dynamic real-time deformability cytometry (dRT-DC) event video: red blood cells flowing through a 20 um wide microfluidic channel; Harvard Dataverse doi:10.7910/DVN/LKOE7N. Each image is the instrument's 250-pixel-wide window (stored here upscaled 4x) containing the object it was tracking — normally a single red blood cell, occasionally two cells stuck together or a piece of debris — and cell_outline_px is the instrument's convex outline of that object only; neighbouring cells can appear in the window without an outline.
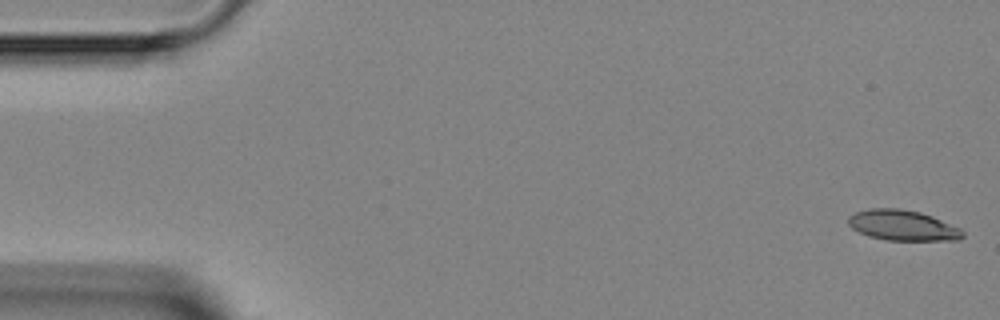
{"species": "Egyptian fruit bat (a non-hibernating species)", "species_latin": "Rousettus aegyptiacus", "temperature_condition": "room temperature", "stored_images_in_passage": 6, "camera_frame_rate_fps": 3000, "um_per_image_px": 0.085, "animal": {"sex": "female"}, "frame": {"image": 1, "passage_image": 1, "time_ms": 0.0, "image_size_px": [1000, 320], "cell_outline_px": [[964, 236], [960, 240], [888, 240], [868, 236], [852, 228], [848, 224], [848, 216], [856, 212], [872, 208], [900, 208], [920, 212], [932, 216], [960, 228], [964, 232]], "centroid_in_image_um": [76.73, 19.15], "position_along_channel_um": 8.3, "area_um2": 20.29}}
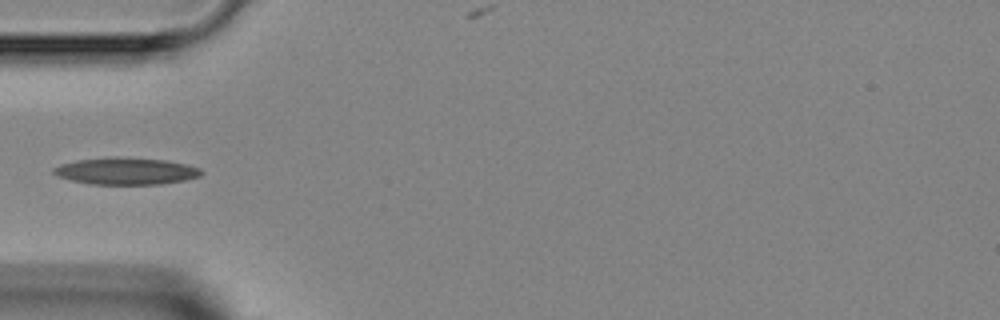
{"frame": {"image": 2, "passage_image": 4, "time_ms": 4.667, "image_size_px": [1000, 320], "cell_outline_px": [[204, 172], [200, 176], [184, 180], [160, 184], [88, 184], [72, 180], [60, 176], [52, 172], [52, 168], [60, 164], [76, 160], [112, 156], [116, 156], [168, 160], [200, 168]], "centroid_in_image_um": [10.71, 14.53], "position_along_channel_um": 74.3, "area_um2": 23.29}}
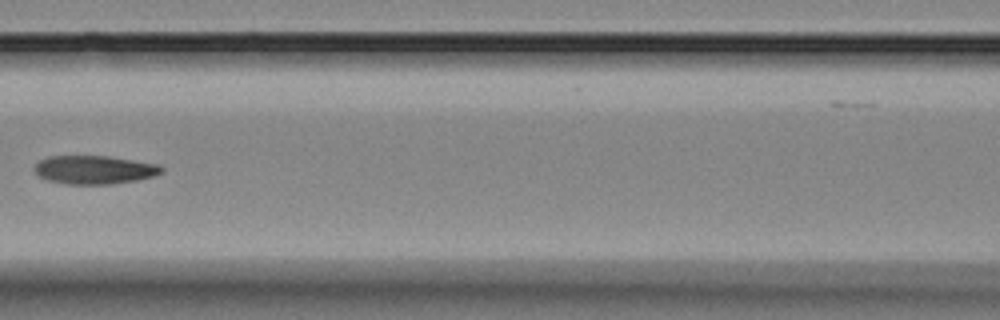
{"frame": {"image": 3, "passage_image": 6, "time_ms": 6.667, "image_size_px": [1000, 320], "cell_outline_px": [[164, 172], [156, 176], [136, 180], [112, 184], [64, 184], [48, 180], [40, 176], [32, 168], [40, 160], [48, 156], [108, 156], [160, 164], [164, 168]], "centroid_in_image_um": [8.06, 14.43], "position_along_channel_um": 158.5, "area_um2": 21.27}}